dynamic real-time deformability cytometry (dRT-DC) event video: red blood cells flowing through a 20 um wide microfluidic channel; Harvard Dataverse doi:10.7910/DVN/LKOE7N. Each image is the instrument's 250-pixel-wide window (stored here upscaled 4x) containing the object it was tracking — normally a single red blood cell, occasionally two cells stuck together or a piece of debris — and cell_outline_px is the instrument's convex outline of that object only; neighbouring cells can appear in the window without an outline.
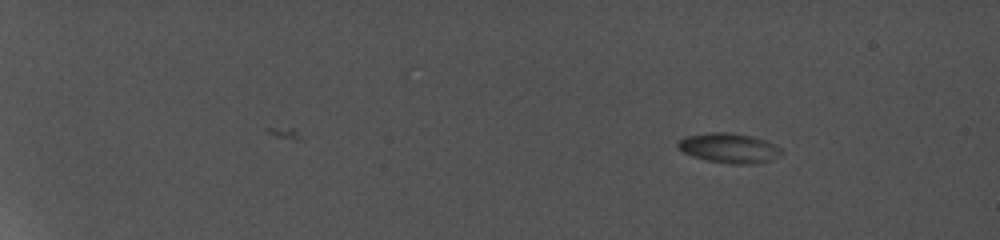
{"species": "common noctule bat (a hibernating species)", "species_latin": "Nyctalus noctula", "temperature_condition": "cold", "stored_images_in_passage": 5, "camera_frame_rate_fps": 5000, "um_per_image_px": 0.085, "animal": {"sex": "female", "body_mass_g": 19.0, "forearm_length_mm": 56.7}, "frame": {"image": 1, "passage_image": 5, "time_ms": 5.0, "image_size_px": [1000, 240], "cell_outline_px": [[768, 144], [760, 160], [712, 160], [696, 156], [684, 152], [680, 148], [680, 140], [688, 136], [712, 132], [728, 132], [748, 136], [764, 140]], "centroid_in_image_um": [61.54, 12.45], "position_along_channel_um": 23.5, "area_um2": 14.33}}